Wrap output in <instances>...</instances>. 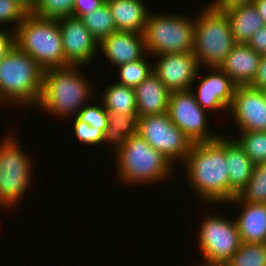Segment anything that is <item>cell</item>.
<instances>
[{
	"instance_id": "6da1fadb",
	"label": "cell",
	"mask_w": 266,
	"mask_h": 266,
	"mask_svg": "<svg viewBox=\"0 0 266 266\" xmlns=\"http://www.w3.org/2000/svg\"><path fill=\"white\" fill-rule=\"evenodd\" d=\"M186 176L195 195L206 204L229 201V173L225 163V136L193 143L183 162Z\"/></svg>"
},
{
	"instance_id": "7a4b0ae2",
	"label": "cell",
	"mask_w": 266,
	"mask_h": 266,
	"mask_svg": "<svg viewBox=\"0 0 266 266\" xmlns=\"http://www.w3.org/2000/svg\"><path fill=\"white\" fill-rule=\"evenodd\" d=\"M44 69L27 53L14 46L0 60V106H35L42 94Z\"/></svg>"
},
{
	"instance_id": "3957f363",
	"label": "cell",
	"mask_w": 266,
	"mask_h": 266,
	"mask_svg": "<svg viewBox=\"0 0 266 266\" xmlns=\"http://www.w3.org/2000/svg\"><path fill=\"white\" fill-rule=\"evenodd\" d=\"M78 67L81 66L44 70L42 94L37 107L61 118L72 114L76 117L91 98L93 90Z\"/></svg>"
},
{
	"instance_id": "277c9868",
	"label": "cell",
	"mask_w": 266,
	"mask_h": 266,
	"mask_svg": "<svg viewBox=\"0 0 266 266\" xmlns=\"http://www.w3.org/2000/svg\"><path fill=\"white\" fill-rule=\"evenodd\" d=\"M114 155L117 176L127 185L152 184L172 178L174 163L153 149L138 133L130 136Z\"/></svg>"
},
{
	"instance_id": "5b68a950",
	"label": "cell",
	"mask_w": 266,
	"mask_h": 266,
	"mask_svg": "<svg viewBox=\"0 0 266 266\" xmlns=\"http://www.w3.org/2000/svg\"><path fill=\"white\" fill-rule=\"evenodd\" d=\"M15 46L44 70L66 67L58 19L39 18L29 13L15 30Z\"/></svg>"
},
{
	"instance_id": "8992f818",
	"label": "cell",
	"mask_w": 266,
	"mask_h": 266,
	"mask_svg": "<svg viewBox=\"0 0 266 266\" xmlns=\"http://www.w3.org/2000/svg\"><path fill=\"white\" fill-rule=\"evenodd\" d=\"M235 45L226 13L206 5L195 18L192 53L199 67H220Z\"/></svg>"
},
{
	"instance_id": "52a82bcc",
	"label": "cell",
	"mask_w": 266,
	"mask_h": 266,
	"mask_svg": "<svg viewBox=\"0 0 266 266\" xmlns=\"http://www.w3.org/2000/svg\"><path fill=\"white\" fill-rule=\"evenodd\" d=\"M185 16L149 13L143 33L148 56L193 51L195 20Z\"/></svg>"
},
{
	"instance_id": "ba28073f",
	"label": "cell",
	"mask_w": 266,
	"mask_h": 266,
	"mask_svg": "<svg viewBox=\"0 0 266 266\" xmlns=\"http://www.w3.org/2000/svg\"><path fill=\"white\" fill-rule=\"evenodd\" d=\"M17 142L16 136L10 133L0 140L1 209H14L13 206L23 199L21 196H24L32 180V159L18 146Z\"/></svg>"
},
{
	"instance_id": "9c48e42d",
	"label": "cell",
	"mask_w": 266,
	"mask_h": 266,
	"mask_svg": "<svg viewBox=\"0 0 266 266\" xmlns=\"http://www.w3.org/2000/svg\"><path fill=\"white\" fill-rule=\"evenodd\" d=\"M137 133L170 162L186 159L192 147L191 140L170 120L168 113L138 118Z\"/></svg>"
},
{
	"instance_id": "30bf717a",
	"label": "cell",
	"mask_w": 266,
	"mask_h": 266,
	"mask_svg": "<svg viewBox=\"0 0 266 266\" xmlns=\"http://www.w3.org/2000/svg\"><path fill=\"white\" fill-rule=\"evenodd\" d=\"M206 217L198 232V248L204 261L226 264L242 244L237 224L218 214Z\"/></svg>"
},
{
	"instance_id": "8fae6325",
	"label": "cell",
	"mask_w": 266,
	"mask_h": 266,
	"mask_svg": "<svg viewBox=\"0 0 266 266\" xmlns=\"http://www.w3.org/2000/svg\"><path fill=\"white\" fill-rule=\"evenodd\" d=\"M190 90L170 93L168 115L192 143L216 140L220 134L209 131L208 111L197 103L194 93Z\"/></svg>"
},
{
	"instance_id": "7c38bea8",
	"label": "cell",
	"mask_w": 266,
	"mask_h": 266,
	"mask_svg": "<svg viewBox=\"0 0 266 266\" xmlns=\"http://www.w3.org/2000/svg\"><path fill=\"white\" fill-rule=\"evenodd\" d=\"M228 112L239 132L266 131V96L250 85L236 86Z\"/></svg>"
},
{
	"instance_id": "4fadbf2b",
	"label": "cell",
	"mask_w": 266,
	"mask_h": 266,
	"mask_svg": "<svg viewBox=\"0 0 266 266\" xmlns=\"http://www.w3.org/2000/svg\"><path fill=\"white\" fill-rule=\"evenodd\" d=\"M159 58L153 72L171 92L190 90L201 70L192 52L153 55ZM196 80V81H195Z\"/></svg>"
},
{
	"instance_id": "5bb4252c",
	"label": "cell",
	"mask_w": 266,
	"mask_h": 266,
	"mask_svg": "<svg viewBox=\"0 0 266 266\" xmlns=\"http://www.w3.org/2000/svg\"><path fill=\"white\" fill-rule=\"evenodd\" d=\"M66 66H84L92 62L98 50V42L92 37L81 19L67 16L58 19Z\"/></svg>"
},
{
	"instance_id": "9a60e30c",
	"label": "cell",
	"mask_w": 266,
	"mask_h": 266,
	"mask_svg": "<svg viewBox=\"0 0 266 266\" xmlns=\"http://www.w3.org/2000/svg\"><path fill=\"white\" fill-rule=\"evenodd\" d=\"M207 69L211 70V73L199 81L197 91L192 90L197 103L201 108L208 109V112L229 110L236 85L219 67H207Z\"/></svg>"
},
{
	"instance_id": "2e32d148",
	"label": "cell",
	"mask_w": 266,
	"mask_h": 266,
	"mask_svg": "<svg viewBox=\"0 0 266 266\" xmlns=\"http://www.w3.org/2000/svg\"><path fill=\"white\" fill-rule=\"evenodd\" d=\"M98 49L116 67L142 59L147 54L144 34L125 31L110 34L98 44Z\"/></svg>"
},
{
	"instance_id": "e0dca14e",
	"label": "cell",
	"mask_w": 266,
	"mask_h": 266,
	"mask_svg": "<svg viewBox=\"0 0 266 266\" xmlns=\"http://www.w3.org/2000/svg\"><path fill=\"white\" fill-rule=\"evenodd\" d=\"M241 204V211L235 218L243 243H266V204L248 203L238 196L226 204Z\"/></svg>"
},
{
	"instance_id": "ac0fdd59",
	"label": "cell",
	"mask_w": 266,
	"mask_h": 266,
	"mask_svg": "<svg viewBox=\"0 0 266 266\" xmlns=\"http://www.w3.org/2000/svg\"><path fill=\"white\" fill-rule=\"evenodd\" d=\"M260 58L248 44H236L219 68L236 86L250 85L257 74Z\"/></svg>"
},
{
	"instance_id": "d6986e66",
	"label": "cell",
	"mask_w": 266,
	"mask_h": 266,
	"mask_svg": "<svg viewBox=\"0 0 266 266\" xmlns=\"http://www.w3.org/2000/svg\"><path fill=\"white\" fill-rule=\"evenodd\" d=\"M225 163L229 173V201L246 187L254 164L235 139L225 136Z\"/></svg>"
},
{
	"instance_id": "ffe728a7",
	"label": "cell",
	"mask_w": 266,
	"mask_h": 266,
	"mask_svg": "<svg viewBox=\"0 0 266 266\" xmlns=\"http://www.w3.org/2000/svg\"><path fill=\"white\" fill-rule=\"evenodd\" d=\"M134 91L138 118L168 112L170 91L154 72L135 87Z\"/></svg>"
},
{
	"instance_id": "44dd1931",
	"label": "cell",
	"mask_w": 266,
	"mask_h": 266,
	"mask_svg": "<svg viewBox=\"0 0 266 266\" xmlns=\"http://www.w3.org/2000/svg\"><path fill=\"white\" fill-rule=\"evenodd\" d=\"M117 31L143 34L150 11L141 0H106Z\"/></svg>"
},
{
	"instance_id": "7402d4cb",
	"label": "cell",
	"mask_w": 266,
	"mask_h": 266,
	"mask_svg": "<svg viewBox=\"0 0 266 266\" xmlns=\"http://www.w3.org/2000/svg\"><path fill=\"white\" fill-rule=\"evenodd\" d=\"M236 44H247L252 35L265 25L254 3L225 11Z\"/></svg>"
},
{
	"instance_id": "603a6c76",
	"label": "cell",
	"mask_w": 266,
	"mask_h": 266,
	"mask_svg": "<svg viewBox=\"0 0 266 266\" xmlns=\"http://www.w3.org/2000/svg\"><path fill=\"white\" fill-rule=\"evenodd\" d=\"M108 126L104 132L103 142L114 146V154L125 144L127 139L137 133V115L118 114L107 111Z\"/></svg>"
},
{
	"instance_id": "cb8c5ba5",
	"label": "cell",
	"mask_w": 266,
	"mask_h": 266,
	"mask_svg": "<svg viewBox=\"0 0 266 266\" xmlns=\"http://www.w3.org/2000/svg\"><path fill=\"white\" fill-rule=\"evenodd\" d=\"M101 96L102 105L106 111L118 114L137 115L136 96L134 88L114 82L107 86Z\"/></svg>"
},
{
	"instance_id": "d4e9b609",
	"label": "cell",
	"mask_w": 266,
	"mask_h": 266,
	"mask_svg": "<svg viewBox=\"0 0 266 266\" xmlns=\"http://www.w3.org/2000/svg\"><path fill=\"white\" fill-rule=\"evenodd\" d=\"M79 18L98 44L104 38L117 31L107 2L92 13Z\"/></svg>"
},
{
	"instance_id": "484cf974",
	"label": "cell",
	"mask_w": 266,
	"mask_h": 266,
	"mask_svg": "<svg viewBox=\"0 0 266 266\" xmlns=\"http://www.w3.org/2000/svg\"><path fill=\"white\" fill-rule=\"evenodd\" d=\"M238 197L248 203L266 204V162L254 166L251 178Z\"/></svg>"
},
{
	"instance_id": "4316f807",
	"label": "cell",
	"mask_w": 266,
	"mask_h": 266,
	"mask_svg": "<svg viewBox=\"0 0 266 266\" xmlns=\"http://www.w3.org/2000/svg\"><path fill=\"white\" fill-rule=\"evenodd\" d=\"M147 58L144 56L137 61L118 66L119 79L115 82L132 88L139 86L153 72V66L147 62Z\"/></svg>"
},
{
	"instance_id": "83f0119b",
	"label": "cell",
	"mask_w": 266,
	"mask_h": 266,
	"mask_svg": "<svg viewBox=\"0 0 266 266\" xmlns=\"http://www.w3.org/2000/svg\"><path fill=\"white\" fill-rule=\"evenodd\" d=\"M228 266H266V243H243L226 263Z\"/></svg>"
},
{
	"instance_id": "f1b7e54d",
	"label": "cell",
	"mask_w": 266,
	"mask_h": 266,
	"mask_svg": "<svg viewBox=\"0 0 266 266\" xmlns=\"http://www.w3.org/2000/svg\"><path fill=\"white\" fill-rule=\"evenodd\" d=\"M235 138L254 165L266 162V131L239 132Z\"/></svg>"
},
{
	"instance_id": "f546056e",
	"label": "cell",
	"mask_w": 266,
	"mask_h": 266,
	"mask_svg": "<svg viewBox=\"0 0 266 266\" xmlns=\"http://www.w3.org/2000/svg\"><path fill=\"white\" fill-rule=\"evenodd\" d=\"M75 0H37L31 14L44 19L72 16Z\"/></svg>"
},
{
	"instance_id": "4dcf8cb0",
	"label": "cell",
	"mask_w": 266,
	"mask_h": 266,
	"mask_svg": "<svg viewBox=\"0 0 266 266\" xmlns=\"http://www.w3.org/2000/svg\"><path fill=\"white\" fill-rule=\"evenodd\" d=\"M80 121L87 123L95 129H101L104 132L108 126V115L104 106L96 104L85 105L76 116Z\"/></svg>"
},
{
	"instance_id": "1f68e13d",
	"label": "cell",
	"mask_w": 266,
	"mask_h": 266,
	"mask_svg": "<svg viewBox=\"0 0 266 266\" xmlns=\"http://www.w3.org/2000/svg\"><path fill=\"white\" fill-rule=\"evenodd\" d=\"M29 12L15 0H0V24H12L16 28L23 22Z\"/></svg>"
},
{
	"instance_id": "d6a6232c",
	"label": "cell",
	"mask_w": 266,
	"mask_h": 266,
	"mask_svg": "<svg viewBox=\"0 0 266 266\" xmlns=\"http://www.w3.org/2000/svg\"><path fill=\"white\" fill-rule=\"evenodd\" d=\"M74 134L78 140L85 145L97 146L102 144L104 131L101 129H95L85 122L80 121L77 117H74Z\"/></svg>"
},
{
	"instance_id": "836d02e7",
	"label": "cell",
	"mask_w": 266,
	"mask_h": 266,
	"mask_svg": "<svg viewBox=\"0 0 266 266\" xmlns=\"http://www.w3.org/2000/svg\"><path fill=\"white\" fill-rule=\"evenodd\" d=\"M106 0H75L73 14L74 17L86 16L100 6H102Z\"/></svg>"
},
{
	"instance_id": "e575fe53",
	"label": "cell",
	"mask_w": 266,
	"mask_h": 266,
	"mask_svg": "<svg viewBox=\"0 0 266 266\" xmlns=\"http://www.w3.org/2000/svg\"><path fill=\"white\" fill-rule=\"evenodd\" d=\"M247 44L259 55H266V24L252 35Z\"/></svg>"
},
{
	"instance_id": "d590c367",
	"label": "cell",
	"mask_w": 266,
	"mask_h": 266,
	"mask_svg": "<svg viewBox=\"0 0 266 266\" xmlns=\"http://www.w3.org/2000/svg\"><path fill=\"white\" fill-rule=\"evenodd\" d=\"M2 29L3 28H0V60L15 46V31H2Z\"/></svg>"
},
{
	"instance_id": "8d00e7d4",
	"label": "cell",
	"mask_w": 266,
	"mask_h": 266,
	"mask_svg": "<svg viewBox=\"0 0 266 266\" xmlns=\"http://www.w3.org/2000/svg\"><path fill=\"white\" fill-rule=\"evenodd\" d=\"M250 86L262 91L266 89V55H261L257 74Z\"/></svg>"
},
{
	"instance_id": "74e56055",
	"label": "cell",
	"mask_w": 266,
	"mask_h": 266,
	"mask_svg": "<svg viewBox=\"0 0 266 266\" xmlns=\"http://www.w3.org/2000/svg\"><path fill=\"white\" fill-rule=\"evenodd\" d=\"M254 0H214L209 5L221 12H225L231 8L253 3Z\"/></svg>"
},
{
	"instance_id": "f35d334b",
	"label": "cell",
	"mask_w": 266,
	"mask_h": 266,
	"mask_svg": "<svg viewBox=\"0 0 266 266\" xmlns=\"http://www.w3.org/2000/svg\"><path fill=\"white\" fill-rule=\"evenodd\" d=\"M253 3L257 8L260 17L266 24V0H254Z\"/></svg>"
},
{
	"instance_id": "ab89813d",
	"label": "cell",
	"mask_w": 266,
	"mask_h": 266,
	"mask_svg": "<svg viewBox=\"0 0 266 266\" xmlns=\"http://www.w3.org/2000/svg\"><path fill=\"white\" fill-rule=\"evenodd\" d=\"M20 5H22L29 13L32 12L33 8L36 5L37 0H15Z\"/></svg>"
},
{
	"instance_id": "60d3db41",
	"label": "cell",
	"mask_w": 266,
	"mask_h": 266,
	"mask_svg": "<svg viewBox=\"0 0 266 266\" xmlns=\"http://www.w3.org/2000/svg\"><path fill=\"white\" fill-rule=\"evenodd\" d=\"M199 266H228V265L227 264H223V263H210V262L204 261Z\"/></svg>"
}]
</instances>
